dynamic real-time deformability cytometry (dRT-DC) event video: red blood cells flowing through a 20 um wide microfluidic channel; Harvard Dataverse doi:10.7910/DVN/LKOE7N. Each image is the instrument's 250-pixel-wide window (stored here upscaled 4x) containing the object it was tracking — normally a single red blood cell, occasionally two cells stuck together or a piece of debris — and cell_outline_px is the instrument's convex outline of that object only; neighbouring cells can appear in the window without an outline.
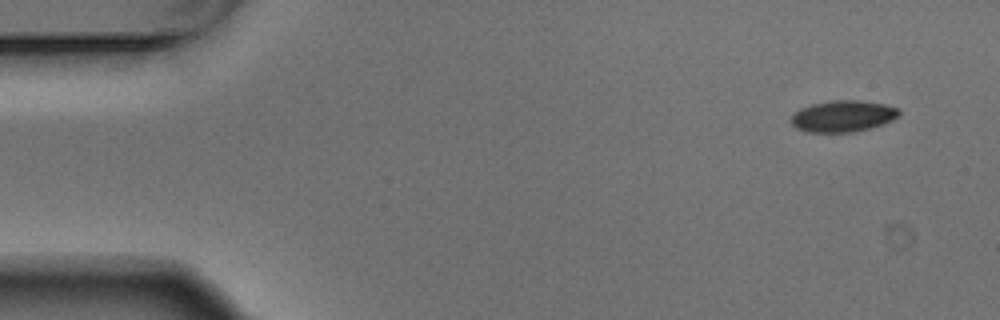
{"species": "Egyptian fruit bat (a non-hibernating species)", "species_latin": "Rousettus aegyptiacus", "temperature_condition": "warm", "stored_images_in_passage": 7, "camera_frame_rate_fps": 3000, "um_per_image_px": 0.085, "animal": {"sex": "male"}, "frame": {"image": 1, "passage_image": 1, "time_ms": 0.0, "image_size_px": [1000, 320], "cell_outline_px": [[900, 112], [892, 120], [884, 124], [852, 132], [808, 132], [796, 128], [792, 124], [792, 112], [800, 108], [812, 104], [832, 100], [860, 100], [884, 104], [900, 108]], "centroid_in_image_um": [71.63, 9.86], "position_along_channel_um": 13.4, "area_um2": 19.77}}
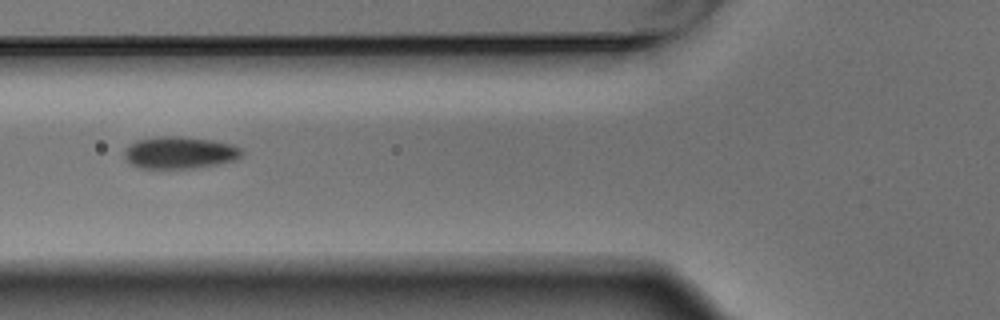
{"frame": {"image": 2, "passage_image": 6, "time_ms": 1.667, "image_size_px": [1000, 320], "cell_outline_px": [[244, 152], [236, 160], [216, 164], [192, 168], [140, 168], [132, 164], [124, 156], [124, 152], [132, 144], [140, 140], [160, 136], [180, 136], [212, 140], [232, 144], [244, 148]], "centroid_in_image_um": [15.35, 12.97], "position_along_channel_um": 110.5, "area_um2": 21.73}}
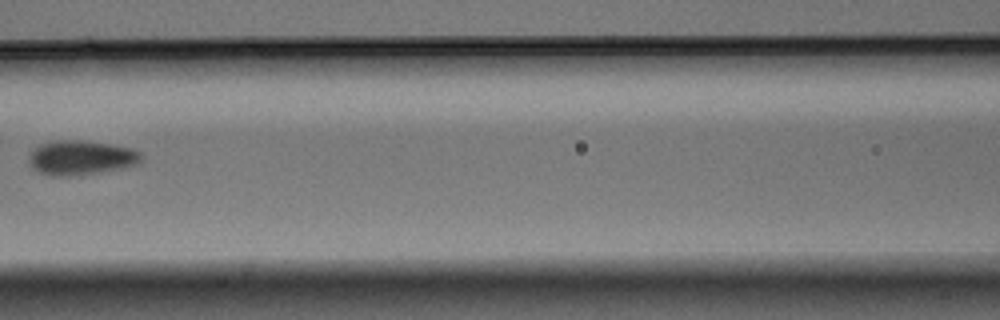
{"frame": {"image": 3, "passage_image": 7, "time_ms": 2.0, "image_size_px": [1000, 320], "cell_outline_px": [[144, 156], [140, 164], [124, 168], [72, 176], [48, 176], [32, 168], [28, 160], [28, 156], [40, 144], [52, 140], [84, 140], [112, 144], [132, 148], [140, 152]], "centroid_in_image_um": [6.92, 13.4], "position_along_channel_um": 159.7, "area_um2": 22.95}}